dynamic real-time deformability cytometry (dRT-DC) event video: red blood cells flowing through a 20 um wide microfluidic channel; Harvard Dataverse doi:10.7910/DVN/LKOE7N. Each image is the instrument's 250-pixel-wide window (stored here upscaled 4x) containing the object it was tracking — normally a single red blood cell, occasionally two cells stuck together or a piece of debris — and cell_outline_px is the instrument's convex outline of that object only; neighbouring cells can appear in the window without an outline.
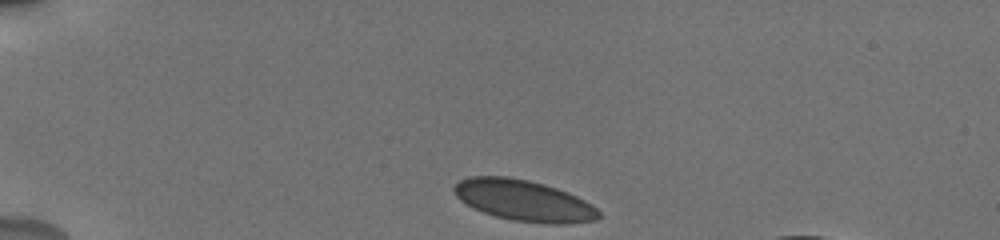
{"species": "human", "species_latin": "Homo sapiens", "temperature_condition": "cold", "stored_images_in_passage": 43, "camera_frame_rate_fps": 3000, "um_per_image_px": 0.085, "donor": {"sex": "male"}, "frame": {"image": 1, "passage_image": 1, "time_ms": 0.0, "image_size_px": [1000, 240], "cell_outline_px": [[600, 216], [596, 220], [568, 224], [548, 224], [512, 220], [496, 216], [484, 212], [460, 200], [456, 196], [452, 188], [460, 180], [468, 176], [508, 176], [528, 180], [544, 184], [568, 192], [592, 204], [600, 212]], "centroid_in_image_um": [44.54, 17.04], "position_along_channel_um": 40.5, "area_um2": 34.56}}
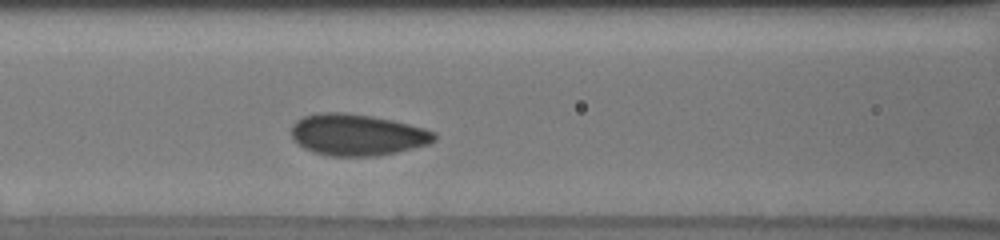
{"frame": {"image": 2, "passage_image": 13, "time_ms": 4.0, "image_size_px": [1000, 240], "cell_outline_px": [[436, 140], [428, 144], [380, 156], [328, 156], [312, 152], [304, 148], [292, 140], [292, 124], [296, 120], [304, 116], [316, 112], [344, 112], [372, 116], [392, 120], [424, 128], [436, 132]], "centroid_in_image_um": [30.33, 11.45], "position_along_channel_um": 136.3, "area_um2": 34.85}}
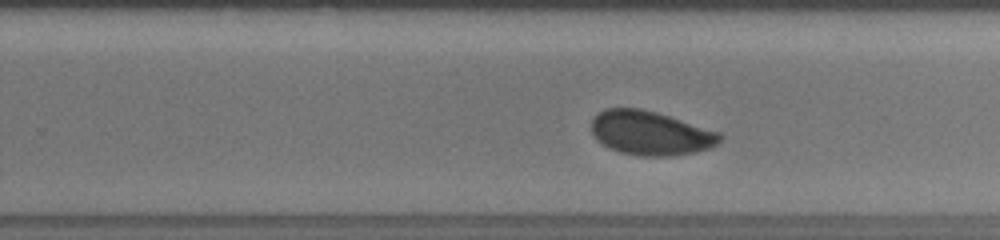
{"frame": {"image": 3, "passage_image": 24, "time_ms": 7.667, "image_size_px": [1000, 240], "cell_outline_px": [[724, 136], [716, 144], [708, 148], [692, 152], [672, 156], [640, 156], [620, 152], [608, 148], [600, 144], [596, 140], [592, 132], [592, 120], [604, 108], [640, 108], [656, 112], [720, 132]], "centroid_in_image_um": [55.26, 11.31], "position_along_channel_um": 274.5, "area_um2": 32.95}}